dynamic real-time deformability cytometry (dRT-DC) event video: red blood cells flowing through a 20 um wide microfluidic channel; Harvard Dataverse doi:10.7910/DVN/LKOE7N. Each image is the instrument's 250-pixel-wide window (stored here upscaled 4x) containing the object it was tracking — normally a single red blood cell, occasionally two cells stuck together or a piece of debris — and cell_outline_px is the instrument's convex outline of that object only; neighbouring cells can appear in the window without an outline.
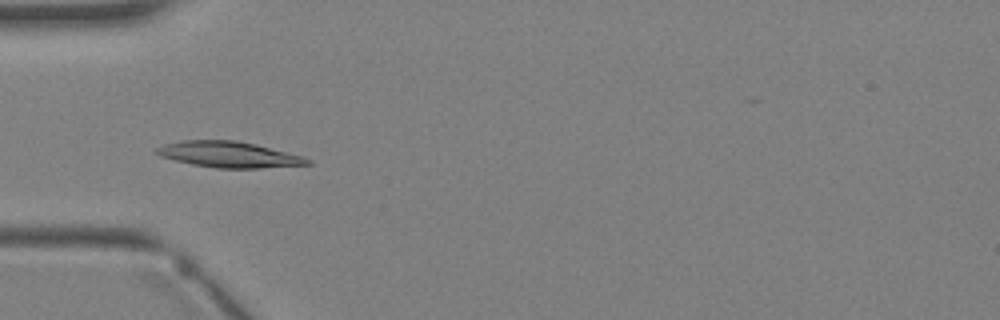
{"species": "Egyptian fruit bat (a non-hibernating species)", "species_latin": "Rousettus aegyptiacus", "temperature_condition": "warm", "stored_images_in_passage": 4, "camera_frame_rate_fps": 3000, "um_per_image_px": 0.085, "animal": {"sex": "female"}, "frame": {"image": 1, "passage_image": 4, "time_ms": 3.667, "image_size_px": [1000, 320], "cell_outline_px": [[312, 164], [260, 168], [216, 168], [192, 164], [160, 156], [152, 152], [156, 148], [164, 144], [180, 140], [236, 140], [256, 144], [304, 156], [312, 160]], "centroid_in_image_um": [19.46, 13.13], "position_along_channel_um": 65.5, "area_um2": 22.95}}